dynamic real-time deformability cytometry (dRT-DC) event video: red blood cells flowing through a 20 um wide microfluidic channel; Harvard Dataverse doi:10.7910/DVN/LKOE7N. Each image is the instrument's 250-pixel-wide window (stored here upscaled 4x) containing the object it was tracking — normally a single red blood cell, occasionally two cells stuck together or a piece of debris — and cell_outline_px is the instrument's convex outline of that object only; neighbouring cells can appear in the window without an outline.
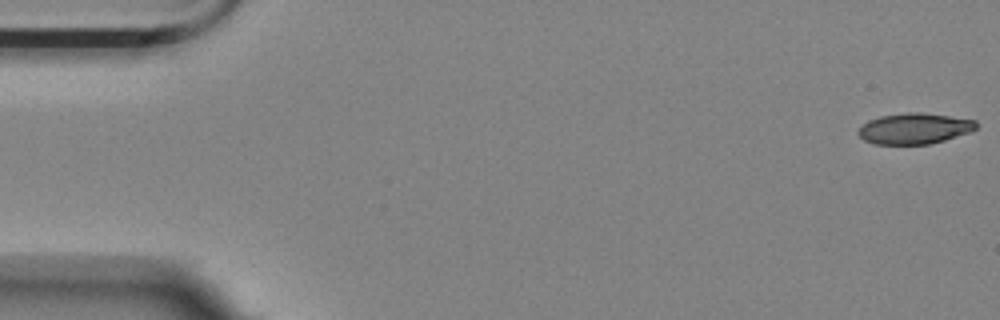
{"species": "Egyptian fruit bat (a non-hibernating species)", "species_latin": "Rousettus aegyptiacus", "temperature_condition": "room temperature", "stored_images_in_passage": 25, "camera_frame_rate_fps": 3000, "um_per_image_px": 0.085, "animal": {"sex": "female"}, "frame": {"image": 1, "passage_image": 1, "time_ms": 0.0, "image_size_px": [1000, 320], "cell_outline_px": [[976, 128], [972, 132], [944, 140], [928, 144], [876, 144], [864, 140], [856, 132], [868, 120], [880, 116], [908, 112], [920, 112], [976, 120]], "centroid_in_image_um": [77.73, 10.92], "position_along_channel_um": 7.3, "area_um2": 21.1}}
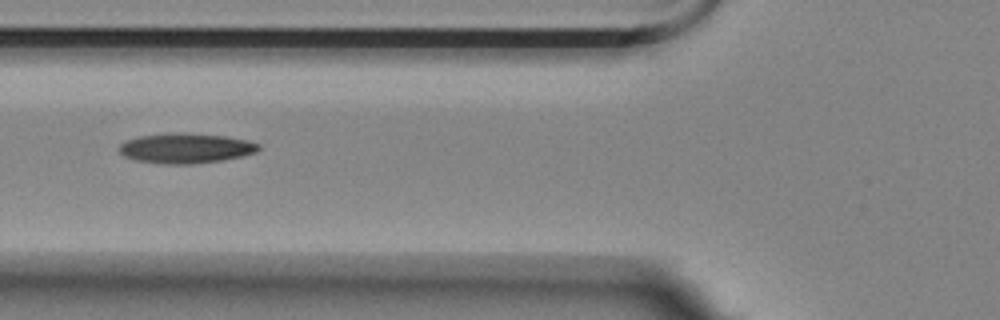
{"frame": {"image": 2, "passage_image": 21, "time_ms": 6.667, "image_size_px": [1000, 320], "cell_outline_px": [[260, 148], [256, 152], [240, 156], [220, 160], [192, 164], [164, 164], [136, 160], [124, 156], [120, 152], [120, 144], [124, 140], [140, 136], [168, 132], [184, 132], [228, 136], [248, 140], [260, 144]], "centroid_in_image_um": [15.78, 12.58], "position_along_channel_um": 110.0, "area_um2": 24.57}}
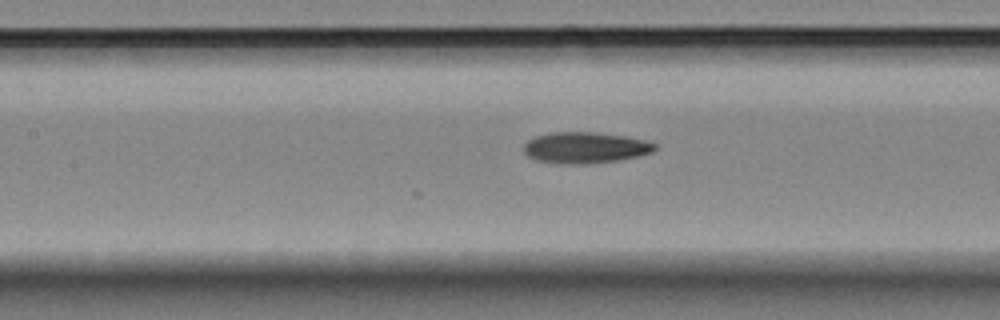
{"frame": {"image": 3, "passage_image": 25, "time_ms": 8.0, "image_size_px": [1000, 320], "cell_outline_px": [[656, 148], [652, 152], [636, 156], [616, 160], [588, 164], [560, 164], [536, 160], [528, 156], [524, 152], [524, 144], [528, 140], [536, 136], [552, 132], [596, 132], [628, 136], [644, 140], [656, 144]], "centroid_in_image_um": [49.72, 12.54], "position_along_channel_um": 157.7, "area_um2": 23.81}}